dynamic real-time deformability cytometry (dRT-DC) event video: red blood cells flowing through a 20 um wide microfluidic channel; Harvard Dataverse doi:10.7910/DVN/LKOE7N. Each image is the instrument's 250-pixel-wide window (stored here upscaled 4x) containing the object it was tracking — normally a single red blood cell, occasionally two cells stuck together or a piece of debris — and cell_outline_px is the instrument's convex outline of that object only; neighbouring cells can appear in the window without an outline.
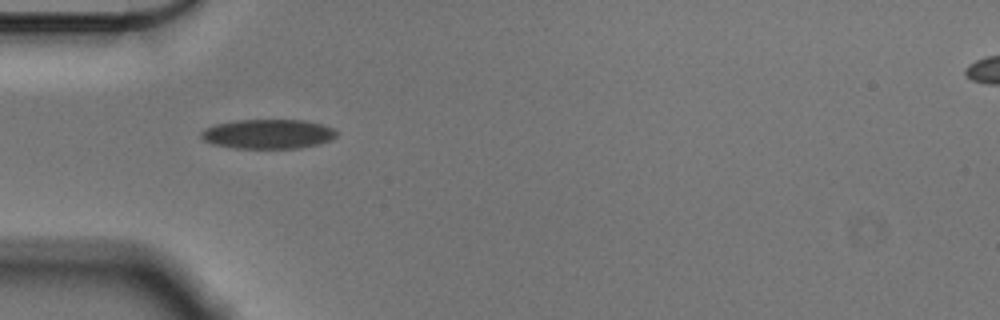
{"species": "Egyptian fruit bat (a non-hibernating species)", "species_latin": "Rousettus aegyptiacus", "temperature_condition": "cold", "stored_images_in_passage": 34, "camera_frame_rate_fps": 3000, "um_per_image_px": 0.085, "animal": {"sex": "male"}, "frame": {"image": 1, "passage_image": 1, "time_ms": 0.0, "image_size_px": [1000, 320], "cell_outline_px": [[336, 136], [328, 140], [316, 144], [300, 148], [236, 148], [212, 144], [204, 140], [200, 136], [200, 132], [204, 128], [212, 124], [236, 120], [304, 120], [320, 124], [332, 128], [336, 132]], "centroid_in_image_um": [22.7, 11.38], "position_along_channel_um": 62.3, "area_um2": 23.18}}
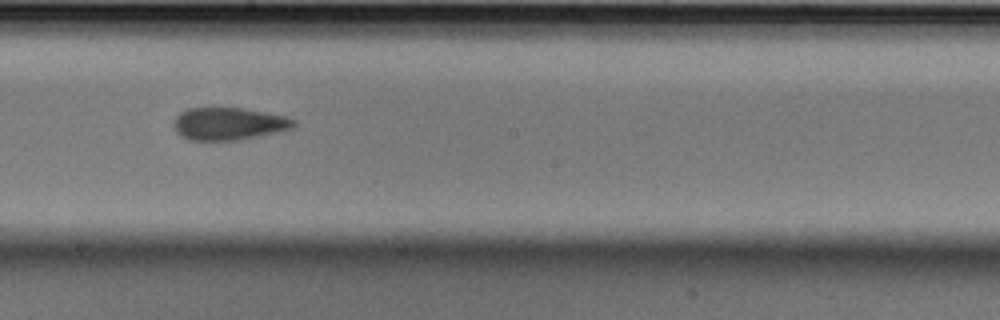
{"frame": {"image": 2, "passage_image": 15, "time_ms": 4.667, "image_size_px": [1000, 320], "cell_outline_px": [[296, 124], [292, 128], [276, 132], [240, 140], [188, 140], [180, 136], [176, 132], [172, 124], [172, 120], [180, 112], [188, 108], [240, 108], [268, 112], [288, 116], [296, 120]], "centroid_in_image_um": [19.42, 10.51], "position_along_channel_um": 228.8, "area_um2": 23.0}}
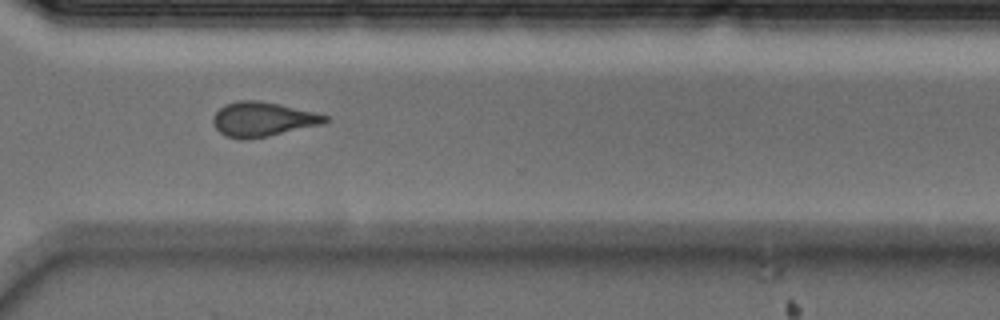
{"frame": {"image": 3, "passage_image": 25, "time_ms": 8.0, "image_size_px": [1000, 320], "cell_outline_px": [[332, 120], [324, 124], [268, 136], [248, 140], [240, 140], [224, 136], [216, 128], [212, 120], [212, 116], [224, 104], [240, 100], [260, 100], [280, 104], [328, 116]], "centroid_in_image_um": [22.32, 10.15], "position_along_channel_um": 348.3, "area_um2": 22.77}, "authors_computed_cell_mechanics": {"area_um2": 22.831, "velocity_mm_per_s": 3.5927, "shape_relaxation_time_tau1_ms": null, "shape_relaxation_time_tau2_ms": 3.4339, "deformation_change_tau1": null, "deformation_change_tau2": 0.0956}}